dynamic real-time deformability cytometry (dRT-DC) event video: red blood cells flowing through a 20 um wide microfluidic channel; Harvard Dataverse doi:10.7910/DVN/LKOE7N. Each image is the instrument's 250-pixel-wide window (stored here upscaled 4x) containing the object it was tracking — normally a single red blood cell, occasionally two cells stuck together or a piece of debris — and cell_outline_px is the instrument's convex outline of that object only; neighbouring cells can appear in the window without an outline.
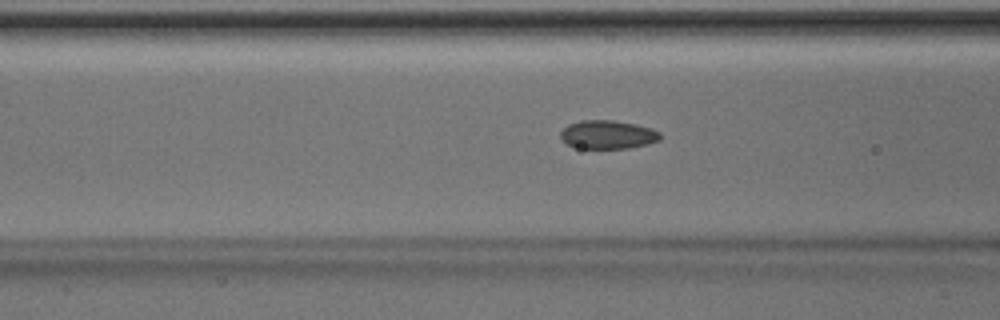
{"species": "Egyptian fruit bat (a non-hibernating species)", "species_latin": "Rousettus aegyptiacus", "temperature_condition": "room temperature", "stored_images_in_passage": 35, "camera_frame_rate_fps": 3000, "um_per_image_px": 0.085, "animal": {"sex": "male"}, "frame": {"image": 1, "passage_image": 5, "time_ms": 1.333, "image_size_px": [1000, 320], "cell_outline_px": [[660, 140], [648, 144], [628, 148], [580, 148], [568, 144], [560, 136], [560, 132], [568, 124], [580, 120], [612, 120], [636, 124], [652, 128], [660, 132]], "centroid_in_image_um": [51.68, 11.43], "position_along_channel_um": 114.9, "area_um2": 16.53}}
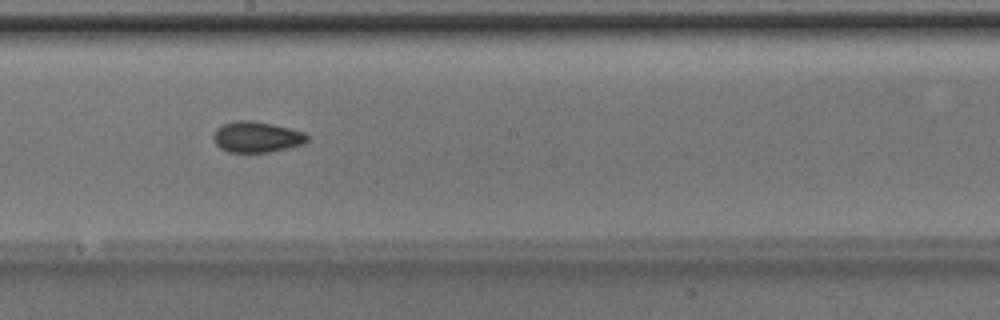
{"frame": {"image": 2, "passage_image": 13, "time_ms": 4.0, "image_size_px": [1000, 320], "cell_outline_px": [[308, 140], [304, 144], [288, 148], [268, 152], [228, 152], [220, 148], [216, 144], [212, 136], [216, 128], [220, 124], [236, 120], [252, 120], [272, 124], [304, 132], [308, 136]], "centroid_in_image_um": [21.79, 11.63], "position_along_channel_um": 226.4, "area_um2": 16.99}}
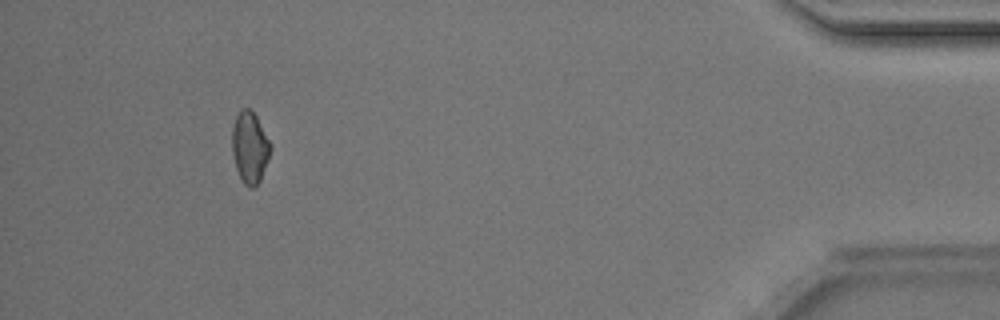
{"frame": {"image": 3, "passage_image": 31, "time_ms": 10.0, "image_size_px": [1000, 320], "cell_outline_px": [[272, 148], [260, 180], [252, 188], [248, 188], [244, 184], [236, 168], [232, 152], [232, 128], [236, 116], [244, 108], [248, 108], [256, 116], [272, 144]], "centroid_in_image_um": [21.24, 12.53], "position_along_channel_um": 414.0, "area_um2": 15.84}, "authors_computed_cell_mechanics": {"area_um2": 16.2418, "velocity_mm_per_s": 4.1746, "shape_relaxation_time_tau1_ms": 4.8779, "shape_relaxation_time_tau2_ms": 3.3996, "deformation_change_tau1": 0.0745, "deformation_change_tau2": 0.0656}}